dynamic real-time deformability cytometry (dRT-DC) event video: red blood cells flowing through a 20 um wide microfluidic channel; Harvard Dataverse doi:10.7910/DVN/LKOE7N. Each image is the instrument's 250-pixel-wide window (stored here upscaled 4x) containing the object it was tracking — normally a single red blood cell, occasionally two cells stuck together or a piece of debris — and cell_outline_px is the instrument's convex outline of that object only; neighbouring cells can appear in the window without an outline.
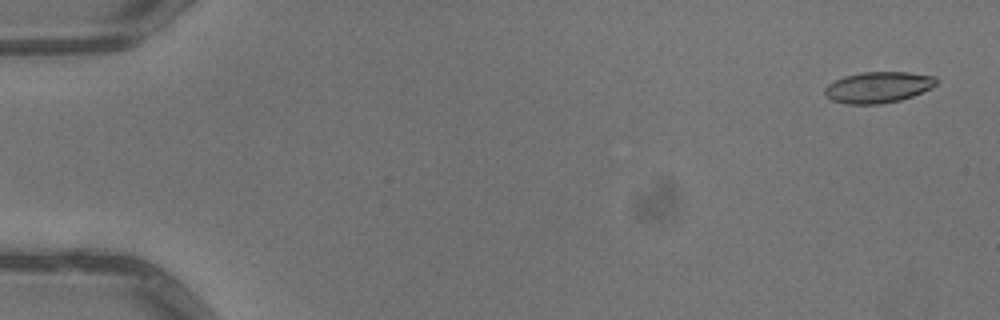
{"species": "common noctule bat (a hibernating species)", "species_latin": "Nyctalus noctula", "temperature_condition": "warm", "stored_images_in_passage": 4, "camera_frame_rate_fps": 3000, "um_per_image_px": 0.085, "animal": {"sex": "male", "body_mass_g": 13.3}, "frame": {"image": 1, "passage_image": 1, "time_ms": 0.0, "image_size_px": [1000, 320], "cell_outline_px": [[936, 84], [932, 88], [912, 96], [900, 100], [880, 104], [844, 104], [832, 100], [824, 92], [824, 88], [828, 84], [844, 76], [860, 72], [908, 72], [936, 76]], "centroid_in_image_um": [74.65, 7.41], "position_along_channel_um": 10.4, "area_um2": 20.23}}
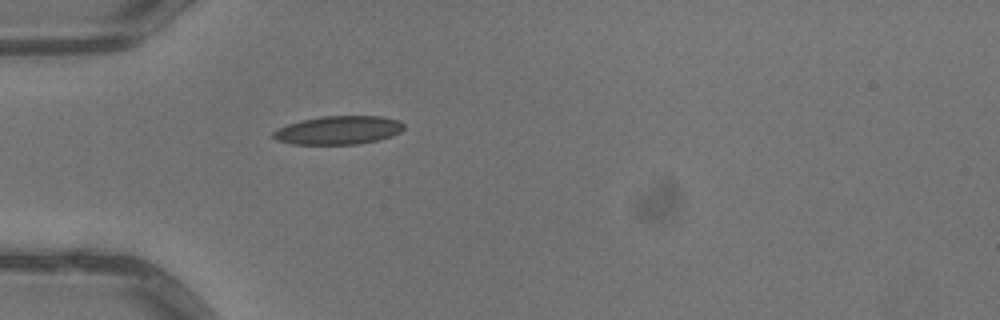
{"frame": {"image": 2, "passage_image": 4, "time_ms": 1.0, "image_size_px": [1000, 320], "cell_outline_px": [[404, 128], [400, 132], [392, 136], [380, 140], [356, 144], [292, 144], [276, 140], [272, 136], [272, 132], [276, 128], [300, 120], [320, 116], [384, 116], [400, 120], [404, 124]], "centroid_in_image_um": [28.77, 11.06], "position_along_channel_um": 56.2, "area_um2": 21.96}}